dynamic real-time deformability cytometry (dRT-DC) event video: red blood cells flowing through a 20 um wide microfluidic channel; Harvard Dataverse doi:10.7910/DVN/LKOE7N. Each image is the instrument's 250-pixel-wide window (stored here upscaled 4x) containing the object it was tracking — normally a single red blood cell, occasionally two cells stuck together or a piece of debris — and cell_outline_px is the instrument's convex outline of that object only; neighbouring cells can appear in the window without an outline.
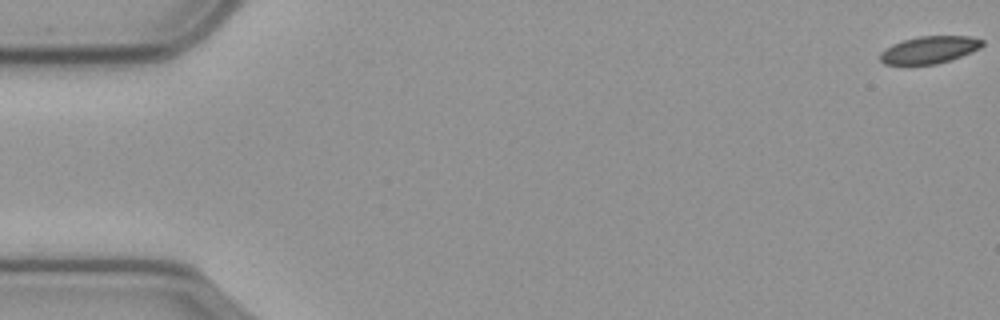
{"species": "common noctule bat (a hibernating species)", "species_latin": "Nyctalus noctula", "temperature_condition": "cold", "stored_images_in_passage": 58, "camera_frame_rate_fps": 3000, "um_per_image_px": 0.085, "animal": {"sex": "male", "body_mass_g": 23.1, "forearm_length_mm": 52.7}, "frame": {"image": 1, "passage_image": 1, "time_ms": 0.0, "image_size_px": [1000, 320], "cell_outline_px": [[984, 44], [980, 48], [960, 56], [936, 64], [884, 64], [880, 60], [880, 52], [884, 48], [892, 44], [904, 40], [920, 36], [968, 36], [984, 40]], "centroid_in_image_um": [78.97, 4.22], "position_along_channel_um": 6.0, "area_um2": 16.07}}
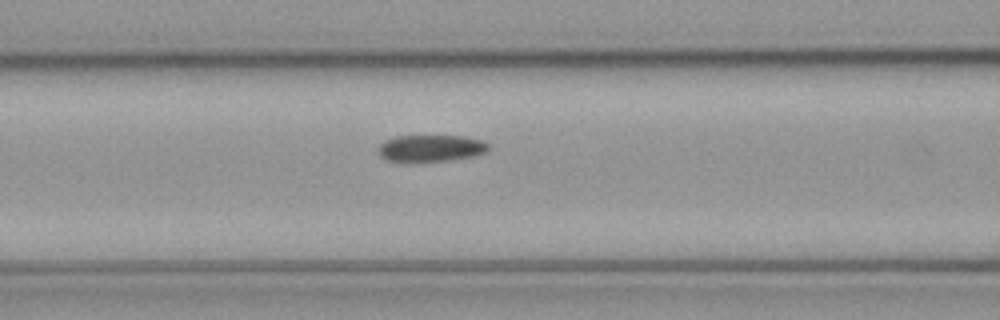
{"frame": {"image": 2, "passage_image": 24, "time_ms": 7.667, "image_size_px": [1000, 320], "cell_outline_px": [[488, 148], [484, 152], [472, 156], [448, 160], [384, 160], [376, 152], [376, 148], [384, 140], [396, 136], [460, 136], [480, 140], [488, 144]], "centroid_in_image_um": [36.53, 12.58], "position_along_channel_um": 130.1, "area_um2": 16.76}}
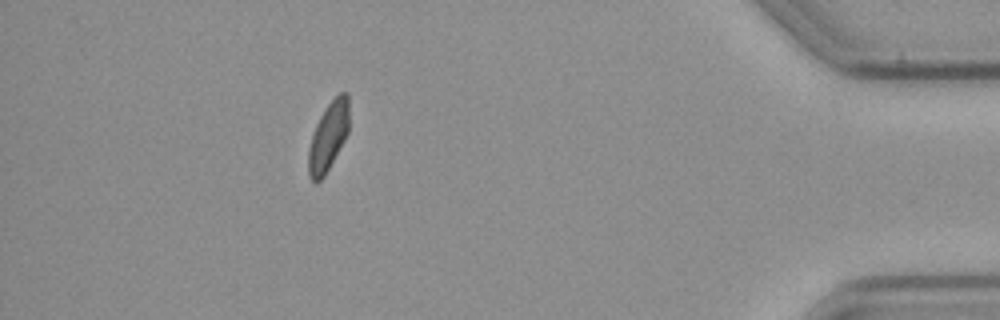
{"frame": {"image": 3, "passage_image": 52, "time_ms": 17.0, "image_size_px": [1000, 320], "cell_outline_px": [[348, 132], [344, 140], [324, 176], [316, 184], [308, 176], [308, 152], [312, 136], [316, 124], [320, 116], [328, 104], [340, 92], [348, 92]], "centroid_in_image_um": [27.89, 11.62], "position_along_channel_um": 407.3, "area_um2": 16.01}, "authors_computed_cell_mechanics": {"area_um2": 17.6001, "velocity_mm_per_s": 3.5891, "shape_relaxation_time_tau1_ms": null, "shape_relaxation_time_tau2_ms": 9.6556, "deformation_change_tau1": null, "deformation_change_tau2": 0.1086}}